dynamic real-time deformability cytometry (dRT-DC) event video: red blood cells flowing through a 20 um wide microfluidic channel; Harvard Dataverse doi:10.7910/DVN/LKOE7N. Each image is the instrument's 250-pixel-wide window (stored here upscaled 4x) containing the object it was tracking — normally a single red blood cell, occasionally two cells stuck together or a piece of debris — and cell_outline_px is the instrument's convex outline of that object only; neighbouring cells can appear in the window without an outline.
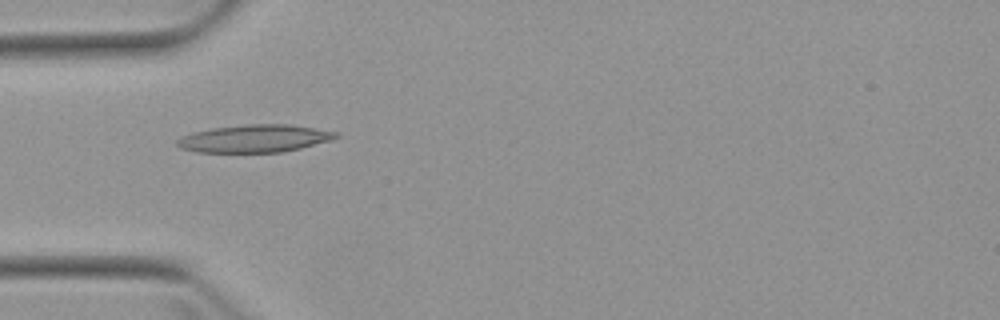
{"species": "Egyptian fruit bat (a non-hibernating species)", "species_latin": "Rousettus aegyptiacus", "temperature_condition": "warm", "stored_images_in_passage": 5, "camera_frame_rate_fps": 3000, "um_per_image_px": 0.085, "animal": {"sex": "female"}, "frame": {"image": 1, "passage_image": 5, "time_ms": 5.0, "image_size_px": [1000, 320], "cell_outline_px": [[340, 136], [332, 140], [284, 152], [196, 152], [180, 148], [176, 144], [176, 140], [192, 132], [212, 128], [248, 124], [288, 124], [340, 132]], "centroid_in_image_um": [21.67, 11.77], "position_along_channel_um": 63.3, "area_um2": 25.61}}